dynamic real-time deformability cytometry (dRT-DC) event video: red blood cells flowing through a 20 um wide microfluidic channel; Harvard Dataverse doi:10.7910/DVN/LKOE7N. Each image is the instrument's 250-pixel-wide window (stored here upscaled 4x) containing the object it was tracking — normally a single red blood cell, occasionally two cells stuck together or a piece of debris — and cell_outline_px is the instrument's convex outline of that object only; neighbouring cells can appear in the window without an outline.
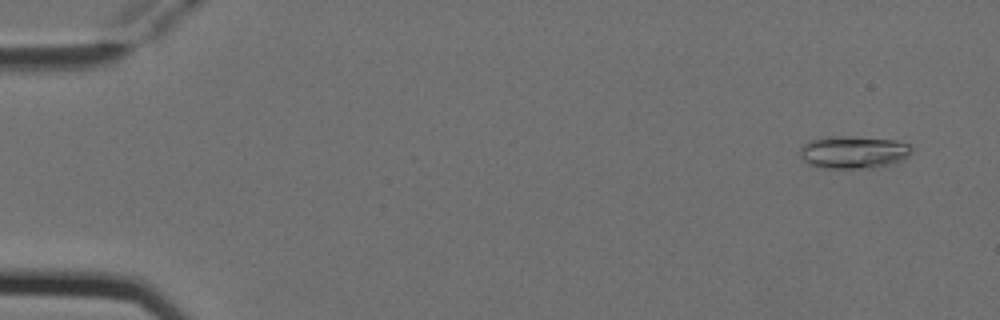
{"species": "Egyptian fruit bat (a non-hibernating species)", "species_latin": "Rousettus aegyptiacus", "temperature_condition": "cold", "stored_images_in_passage": 4, "camera_frame_rate_fps": 3000, "um_per_image_px": 0.085, "animal": {"sex": "female"}, "frame": {"image": 1, "passage_image": 1, "time_ms": 0.0, "image_size_px": [1000, 320], "cell_outline_px": [[912, 152], [904, 160], [896, 164], [876, 168], [820, 168], [808, 164], [800, 156], [800, 148], [808, 140], [844, 136], [848, 136], [896, 140], [908, 144], [912, 148]], "centroid_in_image_um": [72.59, 12.96], "position_along_channel_um": 12.4, "area_um2": 21.44}}